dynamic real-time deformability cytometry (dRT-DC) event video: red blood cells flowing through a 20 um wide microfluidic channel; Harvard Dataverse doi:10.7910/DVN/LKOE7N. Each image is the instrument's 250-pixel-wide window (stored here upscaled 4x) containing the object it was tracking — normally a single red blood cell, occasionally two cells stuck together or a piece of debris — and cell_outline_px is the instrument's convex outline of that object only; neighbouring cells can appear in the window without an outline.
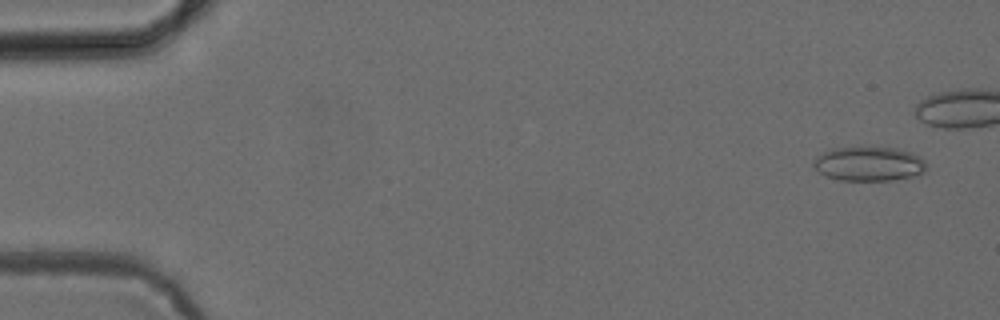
{"species": "common noctule bat (a hibernating species)", "species_latin": "Nyctalus noctula", "temperature_condition": "cold", "stored_images_in_passage": 7, "camera_frame_rate_fps": 3000, "um_per_image_px": 0.085, "animal": {"sex": "female", "body_mass_g": 24.6, "forearm_length_mm": 56.2}, "frame": {"image": 1, "passage_image": 3, "time_ms": 0.667, "image_size_px": [1000, 320], "cell_outline_px": [[928, 168], [924, 172], [892, 180], [840, 180], [828, 176], [820, 172], [812, 164], [816, 156], [832, 148], [896, 148], [912, 152], [920, 156], [924, 160]], "centroid_in_image_um": [73.88, 13.92], "position_along_channel_um": 11.1, "area_um2": 22.25}}